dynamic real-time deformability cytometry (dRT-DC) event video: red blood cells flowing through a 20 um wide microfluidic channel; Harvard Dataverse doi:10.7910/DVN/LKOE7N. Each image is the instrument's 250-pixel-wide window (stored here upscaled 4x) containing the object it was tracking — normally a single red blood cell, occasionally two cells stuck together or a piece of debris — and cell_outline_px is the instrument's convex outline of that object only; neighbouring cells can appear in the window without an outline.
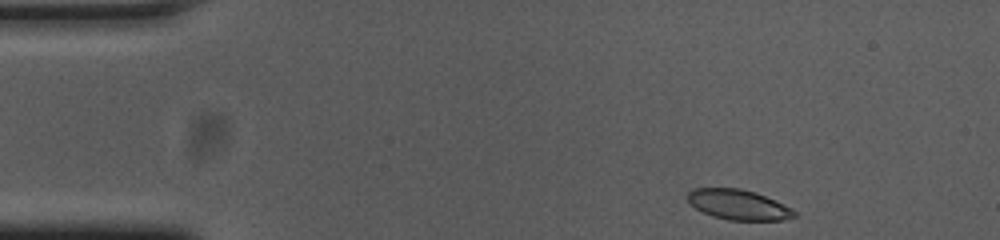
{"species": "common noctule bat (a hibernating species)", "species_latin": "Nyctalus noctula", "temperature_condition": "cold", "stored_images_in_passage": 49, "camera_frame_rate_fps": 3000, "um_per_image_px": 0.085, "animal": {"sex": "female", "body_mass_g": 23.0, "forearm_length_mm": 53.4}, "frame": {"image": 1, "passage_image": 1, "time_ms": 0.0, "image_size_px": [1000, 240], "cell_outline_px": [[796, 216], [784, 220], [728, 220], [712, 216], [696, 208], [688, 200], [688, 192], [692, 188], [740, 188], [756, 192], [792, 208], [796, 212]], "centroid_in_image_um": [62.78, 17.39], "position_along_channel_um": 22.2, "area_um2": 18.67}}
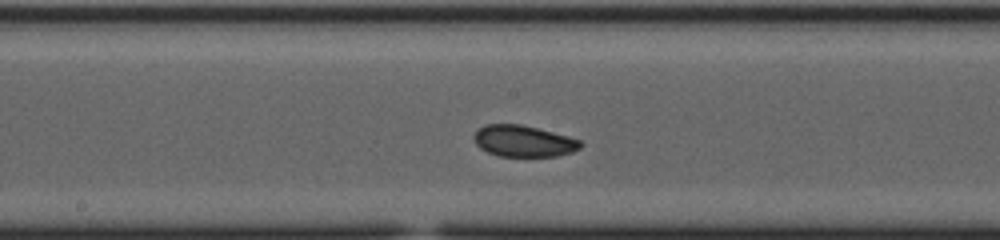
{"frame": {"image": 2, "passage_image": 22, "time_ms": 7.0, "image_size_px": [1000, 240], "cell_outline_px": [[584, 144], [580, 148], [572, 152], [556, 156], [500, 156], [488, 152], [480, 148], [476, 144], [472, 136], [484, 124], [520, 124], [568, 136], [580, 140]], "centroid_in_image_um": [44.5, 11.99], "position_along_channel_um": 203.7, "area_um2": 19.42}}
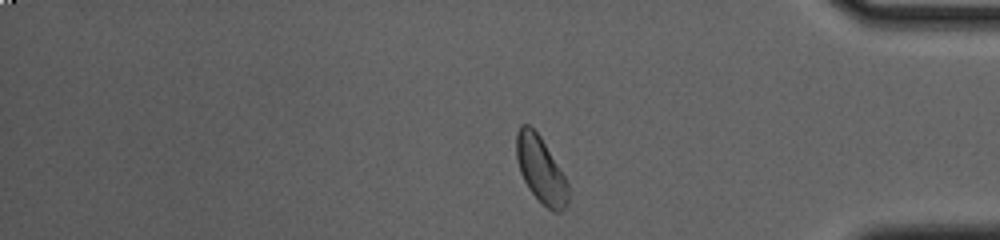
{"frame": {"image": 3, "passage_image": 39, "time_ms": 12.667, "image_size_px": [1000, 240], "cell_outline_px": [[568, 200], [564, 208], [560, 212], [552, 212], [528, 188], [520, 172], [516, 156], [516, 132], [520, 124], [528, 124], [540, 136], [564, 176], [568, 184]], "centroid_in_image_um": [45.94, 14.41], "position_along_channel_um": 389.3, "area_um2": 19.65}, "authors_computed_cell_mechanics": {"area_um2": 19.8254, "velocity_mm_per_s": 3.6832, "shape_relaxation_time_tau1_ms": 4.1913, "shape_relaxation_time_tau2_ms": 1.5879, "deformation_change_tau1": 0.0917, "deformation_change_tau2": 0.0533}}